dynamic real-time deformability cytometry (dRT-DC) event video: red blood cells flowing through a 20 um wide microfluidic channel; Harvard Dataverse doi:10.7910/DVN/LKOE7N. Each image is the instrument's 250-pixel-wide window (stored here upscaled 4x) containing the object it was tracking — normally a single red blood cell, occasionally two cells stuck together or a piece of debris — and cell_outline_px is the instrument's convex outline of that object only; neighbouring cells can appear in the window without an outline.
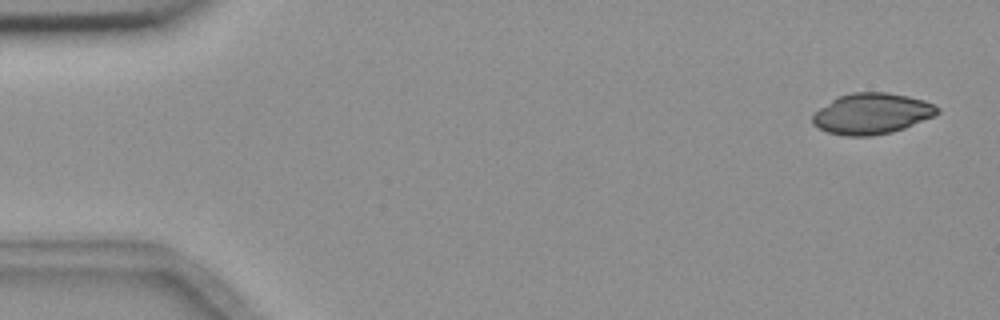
{"species": "common noctule bat (a hibernating species)", "species_latin": "Nyctalus noctula", "temperature_condition": "room temperature", "stored_images_in_passage": 6, "camera_frame_rate_fps": 3000, "um_per_image_px": 0.085, "animal": {"sex": "female", "body_mass_g": 18.4}, "frame": {"image": 1, "passage_image": 1, "time_ms": 0.0, "image_size_px": [1000, 320], "cell_outline_px": [[940, 112], [936, 116], [904, 128], [892, 132], [872, 136], [844, 136], [828, 132], [812, 124], [812, 116], [820, 108], [832, 100], [840, 96], [852, 92], [888, 92], [908, 96], [924, 100], [940, 108]], "centroid_in_image_um": [74.14, 9.66], "position_along_channel_um": 10.9, "area_um2": 29.77}}
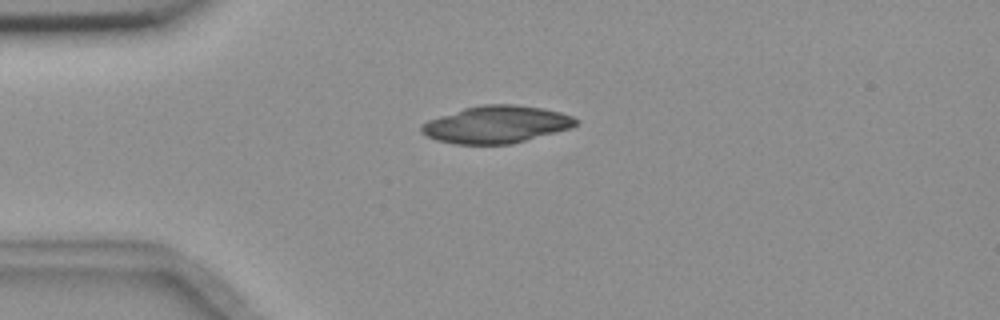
{"frame": {"image": 2, "passage_image": 4, "time_ms": 3.667, "image_size_px": [1000, 320], "cell_outline_px": [[580, 120], [572, 128], [512, 144], [456, 144], [436, 140], [420, 132], [420, 124], [428, 120], [464, 108], [484, 104], [516, 104], [544, 108], [560, 112], [572, 116]], "centroid_in_image_um": [42.21, 10.58], "position_along_channel_um": 42.8, "area_um2": 33.7}}